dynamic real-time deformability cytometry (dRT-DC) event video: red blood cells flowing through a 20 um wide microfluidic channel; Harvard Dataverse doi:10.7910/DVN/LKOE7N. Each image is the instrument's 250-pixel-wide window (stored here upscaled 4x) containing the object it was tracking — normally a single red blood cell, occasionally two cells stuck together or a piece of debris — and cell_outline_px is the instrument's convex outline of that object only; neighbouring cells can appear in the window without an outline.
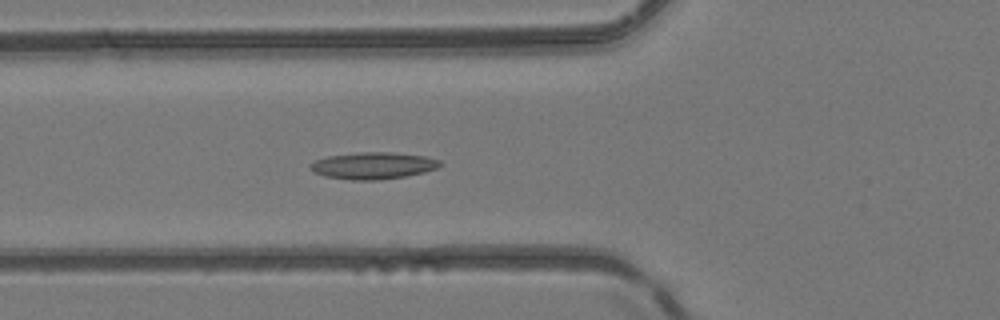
{"species": "common noctule bat (a hibernating species)", "species_latin": "Nyctalus noctula", "temperature_condition": "room temperature", "stored_images_in_passage": 51, "camera_frame_rate_fps": 3000, "um_per_image_px": 0.085, "animal": {"sex": "female", "body_mass_g": 24.6, "forearm_length_mm": 56.2}, "frame": {"image": 1, "passage_image": 20, "time_ms": 6.333, "image_size_px": [1000, 320], "cell_outline_px": [[444, 164], [436, 168], [424, 172], [404, 176], [380, 180], [352, 180], [324, 176], [312, 172], [308, 168], [308, 164], [316, 160], [328, 156], [360, 152], [392, 152], [424, 156], [440, 160]], "centroid_in_image_um": [31.68, 14.08], "position_along_channel_um": 94.1, "area_um2": 20.4}}
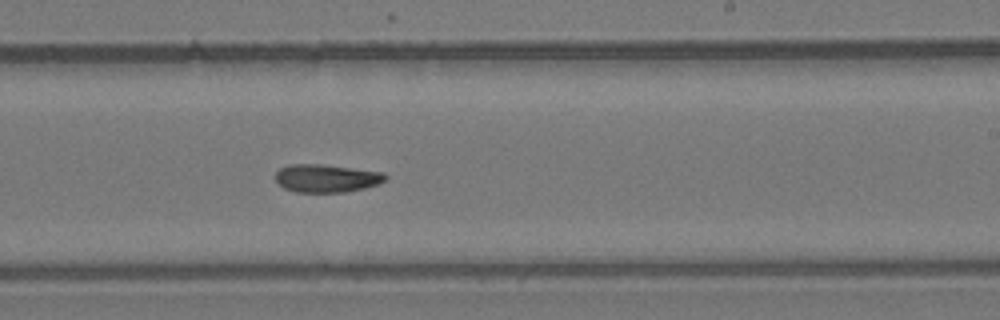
{"frame": {"image": 2, "passage_image": 32, "time_ms": 10.333, "image_size_px": [1000, 320], "cell_outline_px": [[388, 176], [384, 180], [376, 184], [364, 188], [344, 192], [296, 192], [284, 188], [276, 180], [276, 172], [280, 168], [288, 164], [320, 164], [384, 172]], "centroid_in_image_um": [27.73, 15.14], "position_along_channel_um": 261.3, "area_um2": 17.8}}
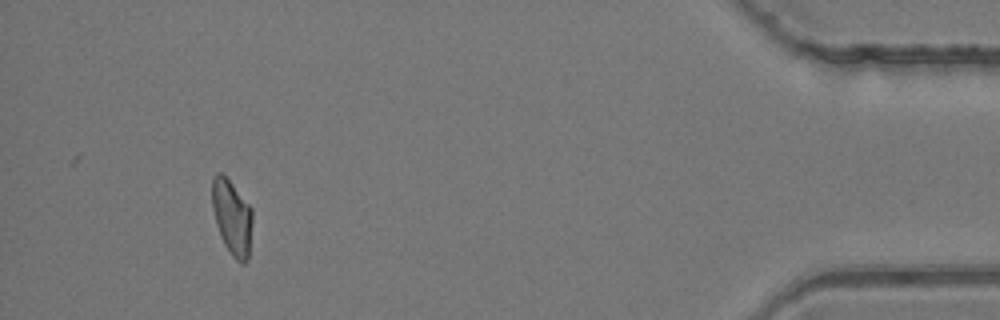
{"frame": {"image": 3, "passage_image": 48, "time_ms": 15.667, "image_size_px": [1000, 320], "cell_outline_px": [[252, 220], [248, 260], [244, 264], [240, 264], [232, 256], [224, 244], [220, 236], [216, 224], [212, 208], [212, 176], [216, 172], [220, 172], [232, 184], [252, 208]], "centroid_in_image_um": [19.71, 18.49], "position_along_channel_um": 415.5, "area_um2": 17.69}}